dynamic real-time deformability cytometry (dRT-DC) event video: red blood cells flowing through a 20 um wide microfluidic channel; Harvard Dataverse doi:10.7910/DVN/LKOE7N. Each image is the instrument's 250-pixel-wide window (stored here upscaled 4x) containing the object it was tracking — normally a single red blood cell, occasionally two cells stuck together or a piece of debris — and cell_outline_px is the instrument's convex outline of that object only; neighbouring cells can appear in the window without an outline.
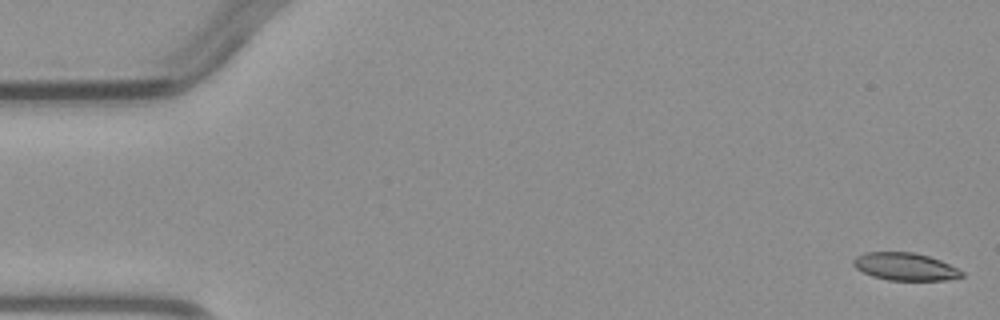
{"species": "common noctule bat (a hibernating species)", "species_latin": "Nyctalus noctula", "temperature_condition": "warm", "stored_images_in_passage": 5, "camera_frame_rate_fps": 3000, "um_per_image_px": 0.085, "animal": {"sex": "male", "body_mass_g": 23.1, "forearm_length_mm": 52.7}, "frame": {"image": 1, "passage_image": 1, "time_ms": 0.0, "image_size_px": [1000, 320], "cell_outline_px": [[964, 276], [948, 280], [888, 280], [872, 276], [856, 268], [852, 264], [852, 260], [856, 256], [864, 252], [912, 252], [928, 256], [940, 260], [964, 272]], "centroid_in_image_um": [76.92, 22.66], "position_along_channel_um": 8.1, "area_um2": 17.4}}
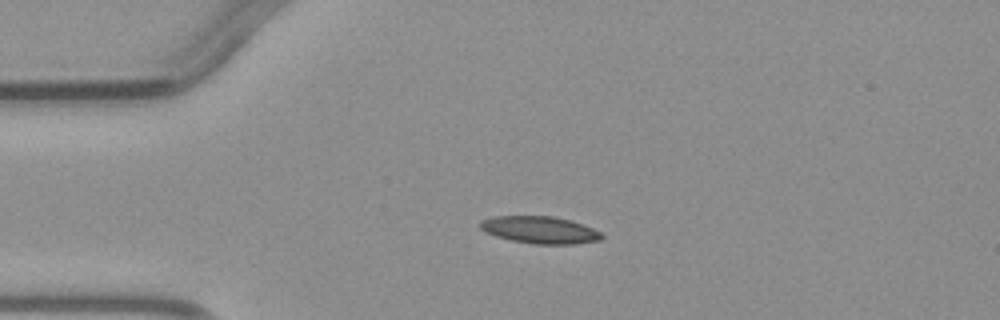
{"frame": {"image": 2, "passage_image": 4, "time_ms": 3.333, "image_size_px": [1000, 320], "cell_outline_px": [[604, 236], [600, 240], [572, 244], [532, 244], [512, 240], [496, 236], [484, 232], [480, 228], [480, 220], [492, 216], [552, 216], [572, 220], [592, 228], [600, 232]], "centroid_in_image_um": [45.86, 19.53], "position_along_channel_um": 39.1, "area_um2": 19.31}}
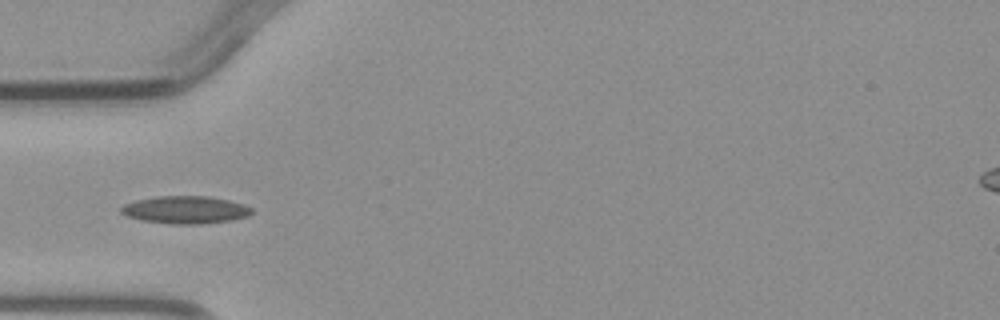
{"frame": {"image": 3, "passage_image": 5, "time_ms": 4.667, "image_size_px": [1000, 320], "cell_outline_px": [[252, 212], [248, 216], [232, 220], [200, 224], [172, 224], [144, 220], [128, 216], [120, 212], [120, 208], [124, 204], [136, 200], [156, 196], [208, 196], [228, 200], [244, 204], [252, 208]], "centroid_in_image_um": [15.77, 17.83], "position_along_channel_um": 69.2, "area_um2": 20.92}}